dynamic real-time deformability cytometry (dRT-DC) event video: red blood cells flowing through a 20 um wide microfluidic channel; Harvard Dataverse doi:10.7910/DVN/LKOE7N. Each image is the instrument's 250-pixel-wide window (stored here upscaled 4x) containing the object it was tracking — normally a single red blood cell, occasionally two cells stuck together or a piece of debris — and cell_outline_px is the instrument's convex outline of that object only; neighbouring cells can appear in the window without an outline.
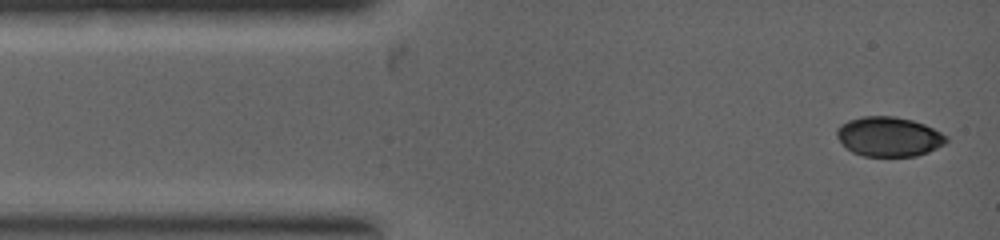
{"species": "common noctule bat (a hibernating species)", "species_latin": "Nyctalus noctula", "temperature_condition": "warm", "stored_images_in_passage": 4, "camera_frame_rate_fps": 5000, "um_per_image_px": 0.085, "animal": {"sex": "female", "body_mass_g": 19.0, "forearm_length_mm": 53.3}, "frame": {"image": 1, "passage_image": 1, "time_ms": 0.0, "image_size_px": [1000, 240], "cell_outline_px": [[948, 140], [944, 144], [928, 152], [916, 156], [864, 156], [852, 152], [836, 136], [836, 128], [840, 124], [848, 120], [864, 116], [896, 116], [912, 120], [924, 124], [948, 136]], "centroid_in_image_um": [75.55, 11.61], "position_along_channel_um": 9.5, "area_um2": 25.26}}
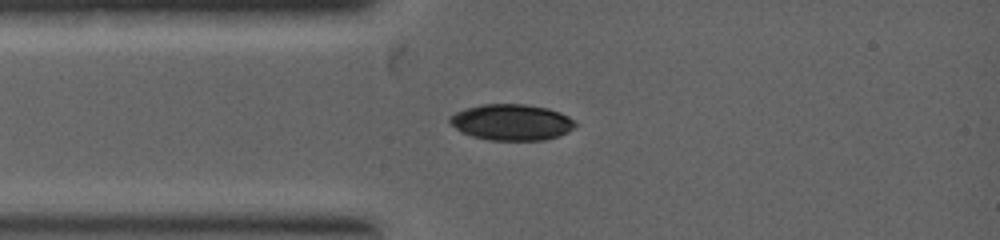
{"frame": {"image": 2, "passage_image": 3, "time_ms": 1.4, "image_size_px": [1000, 240], "cell_outline_px": [[576, 124], [568, 132], [544, 140], [488, 140], [472, 136], [460, 132], [448, 120], [448, 116], [464, 108], [480, 104], [524, 104], [548, 108], [560, 112], [568, 116]], "centroid_in_image_um": [43.43, 10.38], "position_along_channel_um": 41.6, "area_um2": 26.41}}
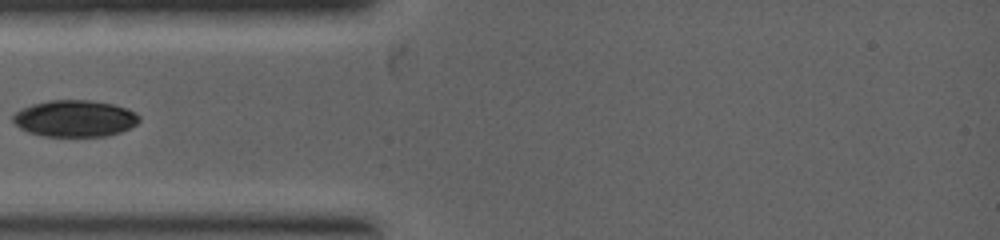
{"frame": {"image": 3, "passage_image": 4, "time_ms": 2.0, "image_size_px": [1000, 240], "cell_outline_px": [[140, 120], [136, 124], [120, 132], [108, 136], [44, 136], [28, 132], [20, 128], [12, 120], [12, 116], [20, 108], [32, 104], [48, 100], [88, 100], [112, 104], [136, 112], [140, 116]], "centroid_in_image_um": [6.34, 10.07], "position_along_channel_um": 78.7, "area_um2": 26.93}}